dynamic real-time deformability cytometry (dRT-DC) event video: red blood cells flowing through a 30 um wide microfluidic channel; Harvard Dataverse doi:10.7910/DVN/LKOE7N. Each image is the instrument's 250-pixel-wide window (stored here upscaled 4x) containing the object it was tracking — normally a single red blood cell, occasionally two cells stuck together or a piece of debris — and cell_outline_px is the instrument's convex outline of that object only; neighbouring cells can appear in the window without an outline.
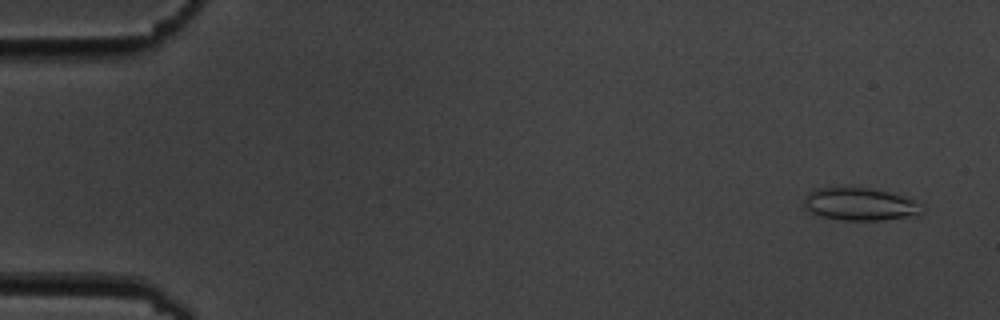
{"species": "common noctule bat (a hibernating species)", "species_latin": "Nyctalus noctula", "temperature_condition": "cold", "stored_images_in_passage": 4, "camera_frame_rate_fps": 3000, "um_per_image_px": 0.085, "animal": {"sex": "male", "body_mass_g": 19.5, "forearm_length_mm": 54.6}, "frame": {"image": 1, "passage_image": 1, "time_ms": 0.0, "image_size_px": [1000, 320], "cell_outline_px": [[924, 212], [920, 216], [880, 220], [840, 220], [820, 216], [804, 208], [804, 200], [812, 188], [872, 188], [888, 192], [924, 204]], "centroid_in_image_um": [73.15, 17.37], "position_along_channel_um": 11.9, "area_um2": 22.6}}
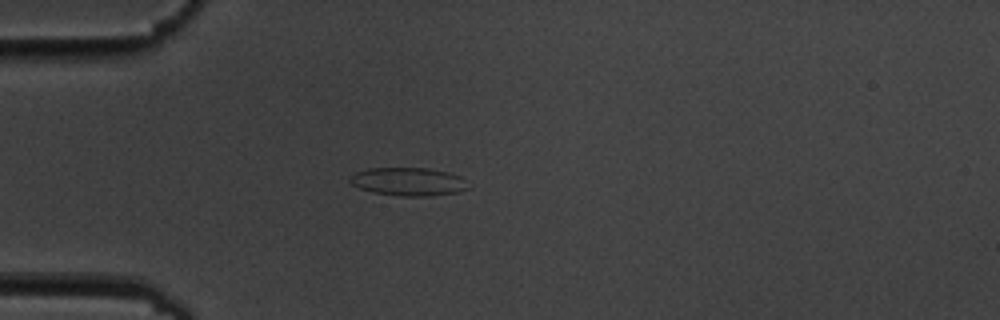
{"frame": {"image": 2, "passage_image": 4, "time_ms": 4.333, "image_size_px": [1000, 320], "cell_outline_px": [[468, 188], [460, 192], [428, 196], [400, 196], [372, 192], [360, 188], [352, 184], [348, 180], [348, 176], [356, 172], [368, 168], [428, 168], [448, 172], [460, 176]], "centroid_in_image_um": [34.66, 15.44], "position_along_channel_um": 50.3, "area_um2": 19.42}}